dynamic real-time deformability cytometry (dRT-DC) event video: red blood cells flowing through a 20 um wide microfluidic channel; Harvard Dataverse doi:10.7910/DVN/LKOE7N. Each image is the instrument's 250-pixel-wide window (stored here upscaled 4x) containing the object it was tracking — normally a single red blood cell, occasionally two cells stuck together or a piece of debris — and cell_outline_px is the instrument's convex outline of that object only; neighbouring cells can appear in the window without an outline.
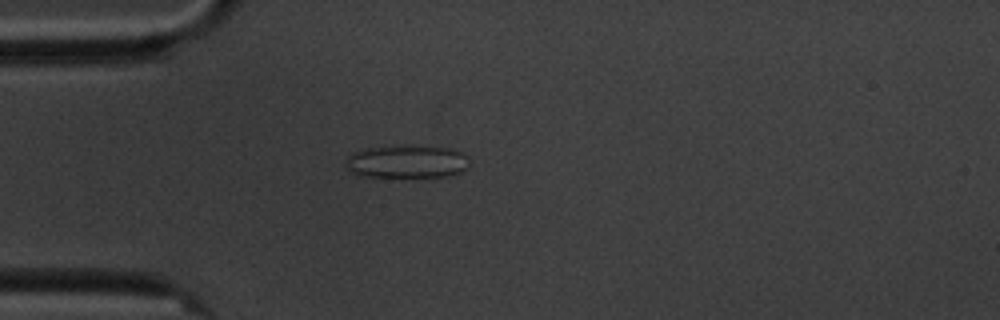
{"species": "common noctule bat (a hibernating species)", "species_latin": "Nyctalus noctula", "temperature_condition": "cold", "stored_images_in_passage": 2, "camera_frame_rate_fps": 3000, "um_per_image_px": 0.085, "animal": {"sex": "male", "body_mass_g": 20.1, "forearm_length_mm": 53.5}, "frame": {"image": 1, "passage_image": 2, "time_ms": 1.0, "image_size_px": [1000, 320], "cell_outline_px": [[468, 164], [460, 172], [444, 176], [356, 176], [348, 172], [344, 164], [344, 160], [352, 152], [368, 148], [408, 144], [448, 148], [460, 152], [468, 156]], "centroid_in_image_um": [34.49, 13.72], "position_along_channel_um": 50.5, "area_um2": 23.99}}